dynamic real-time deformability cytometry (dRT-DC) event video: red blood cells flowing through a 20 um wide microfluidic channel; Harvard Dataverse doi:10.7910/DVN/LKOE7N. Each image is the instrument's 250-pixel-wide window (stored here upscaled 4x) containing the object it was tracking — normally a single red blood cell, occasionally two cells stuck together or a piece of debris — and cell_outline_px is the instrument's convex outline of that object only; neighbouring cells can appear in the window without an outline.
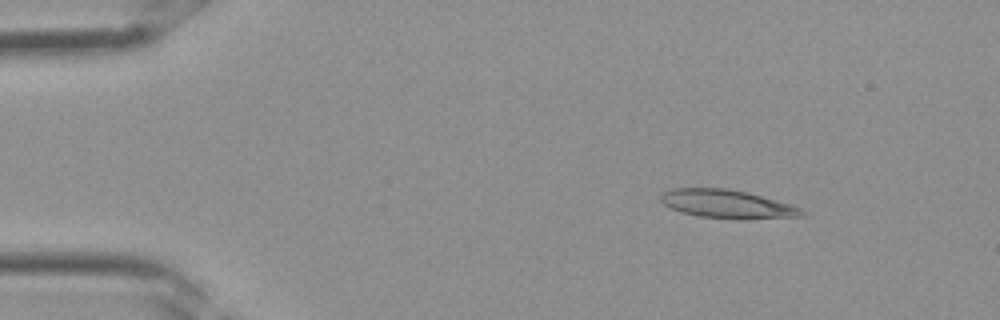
{"species": "Egyptian fruit bat (a non-hibernating species)", "species_latin": "Rousettus aegyptiacus", "temperature_condition": "room temperature", "stored_images_in_passage": 2, "camera_frame_rate_fps": 3000, "um_per_image_px": 0.085, "frame": {"image": 1, "passage_image": 1, "time_ms": 0.0, "image_size_px": [1000, 320], "cell_outline_px": [[808, 212], [804, 216], [744, 220], [740, 220], [700, 216], [680, 212], [664, 204], [660, 200], [660, 192], [672, 188], [724, 188], [748, 192], [792, 204]], "centroid_in_image_um": [61.85, 17.35], "position_along_channel_um": 23.2, "area_um2": 23.81}}